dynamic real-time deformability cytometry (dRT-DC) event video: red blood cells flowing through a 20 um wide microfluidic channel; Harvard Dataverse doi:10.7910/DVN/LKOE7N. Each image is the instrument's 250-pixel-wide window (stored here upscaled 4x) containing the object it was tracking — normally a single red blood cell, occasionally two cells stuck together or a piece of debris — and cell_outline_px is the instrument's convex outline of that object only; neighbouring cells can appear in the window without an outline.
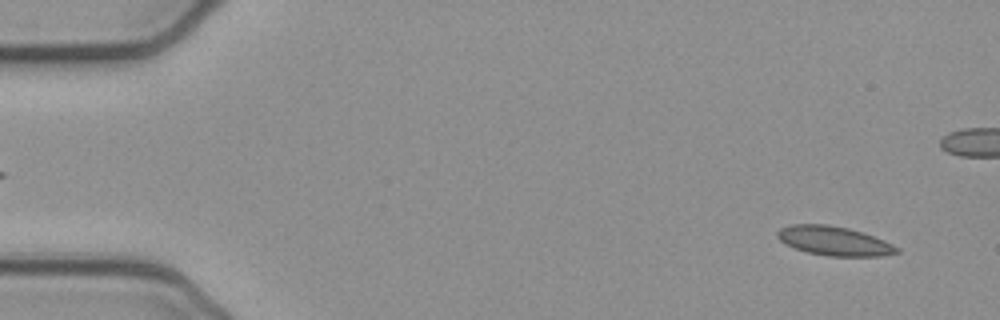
{"species": "common noctule bat (a hibernating species)", "species_latin": "Nyctalus noctula", "temperature_condition": "cold", "stored_images_in_passage": 53, "camera_frame_rate_fps": 3000, "um_per_image_px": 0.085, "animal": {"sex": "female", "body_mass_g": 21.9}, "frame": {"image": 1, "passage_image": 3, "time_ms": 0.667, "image_size_px": [1000, 320], "cell_outline_px": [[900, 252], [880, 256], [828, 256], [808, 252], [784, 244], [776, 236], [776, 232], [780, 228], [792, 224], [828, 224], [848, 228], [864, 232], [884, 240], [900, 248]], "centroid_in_image_um": [70.9, 20.47], "position_along_channel_um": 14.1, "area_um2": 20.4}}
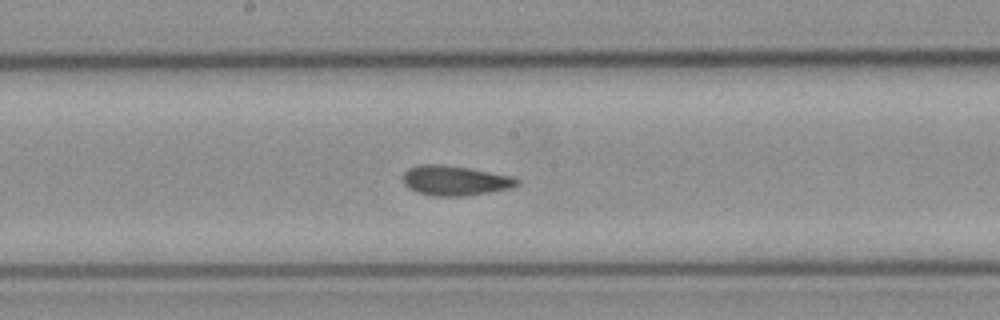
{"frame": {"image": 2, "passage_image": 27, "time_ms": 8.667, "image_size_px": [1000, 320], "cell_outline_px": [[520, 184], [512, 188], [492, 192], [460, 196], [432, 196], [416, 192], [408, 188], [404, 184], [404, 172], [408, 168], [420, 164], [440, 164], [468, 168], [516, 176], [520, 180]], "centroid_in_image_um": [38.72, 15.35], "position_along_channel_um": 209.5, "area_um2": 20.11}}
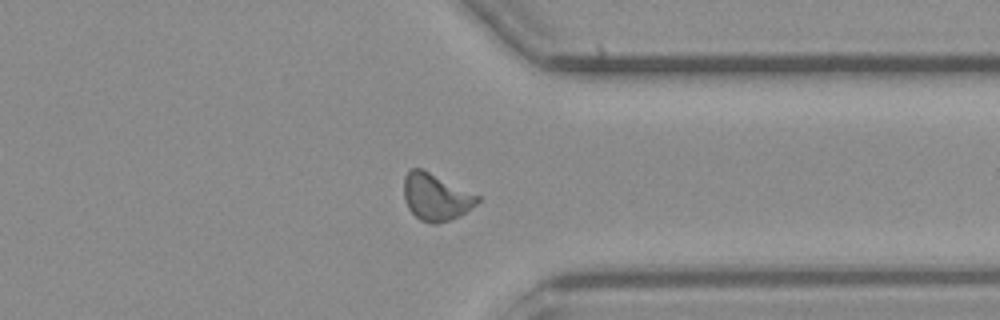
{"frame": {"image": 3, "passage_image": 40, "time_ms": 13.0, "image_size_px": [1000, 320], "cell_outline_px": [[480, 200], [476, 204], [460, 216], [436, 224], [432, 224], [420, 220], [408, 208], [404, 200], [404, 176], [412, 168], [420, 168], [480, 196]], "centroid_in_image_um": [37.03, 16.76], "position_along_channel_um": 374.4, "area_um2": 19.88}, "authors_computed_cell_mechanics": {"area_um2": 19.4786, "velocity_mm_per_s": 3.8831, "shape_relaxation_time_tau1_ms": null, "shape_relaxation_time_tau2_ms": 2.4436, "deformation_change_tau1": null, "deformation_change_tau2": 0.0679}}